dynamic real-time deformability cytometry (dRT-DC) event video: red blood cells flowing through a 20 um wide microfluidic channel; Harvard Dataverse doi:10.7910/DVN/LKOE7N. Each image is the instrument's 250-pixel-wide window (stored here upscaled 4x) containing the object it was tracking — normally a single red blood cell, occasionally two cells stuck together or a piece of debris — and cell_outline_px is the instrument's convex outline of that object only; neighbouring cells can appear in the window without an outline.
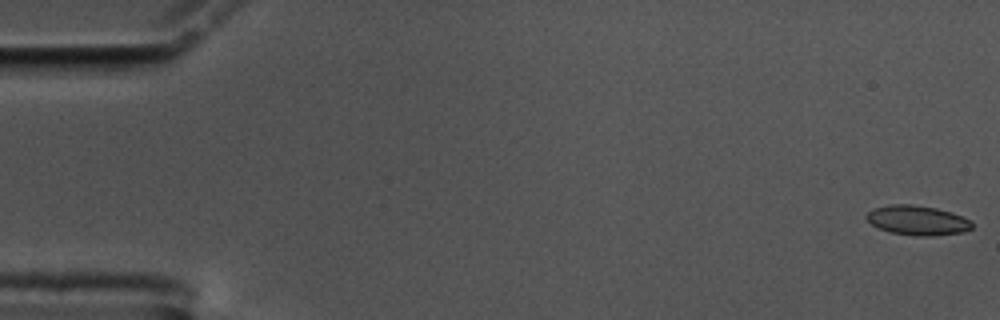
{"species": "common noctule bat (a hibernating species)", "species_latin": "Nyctalus noctula", "temperature_condition": "cold", "stored_images_in_passage": 57, "camera_frame_rate_fps": 3000, "um_per_image_px": 0.085, "animal": {"sex": "male", "body_mass_g": 17.5, "forearm_length_mm": 52.3}, "frame": {"image": 1, "passage_image": 1, "time_ms": 0.0, "image_size_px": [1000, 320], "cell_outline_px": [[972, 228], [964, 232], [936, 236], [916, 236], [888, 232], [872, 224], [864, 216], [868, 212], [876, 208], [892, 204], [912, 204], [936, 208], [952, 212], [964, 216], [972, 220]], "centroid_in_image_um": [78.03, 18.73], "position_along_channel_um": 7.0, "area_um2": 18.38}}
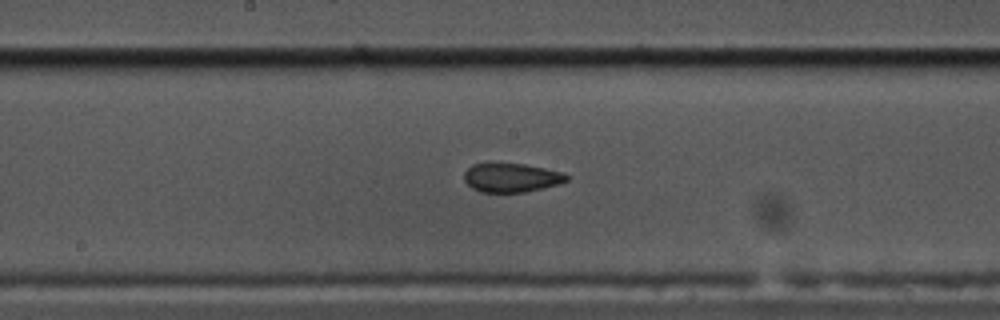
{"frame": {"image": 2, "passage_image": 30, "time_ms": 9.667, "image_size_px": [1000, 320], "cell_outline_px": [[568, 180], [560, 184], [544, 188], [524, 192], [480, 192], [472, 188], [464, 180], [464, 172], [472, 164], [524, 164], [564, 172], [568, 176]], "centroid_in_image_um": [43.49, 15.11], "position_along_channel_um": 204.7, "area_um2": 17.22}}
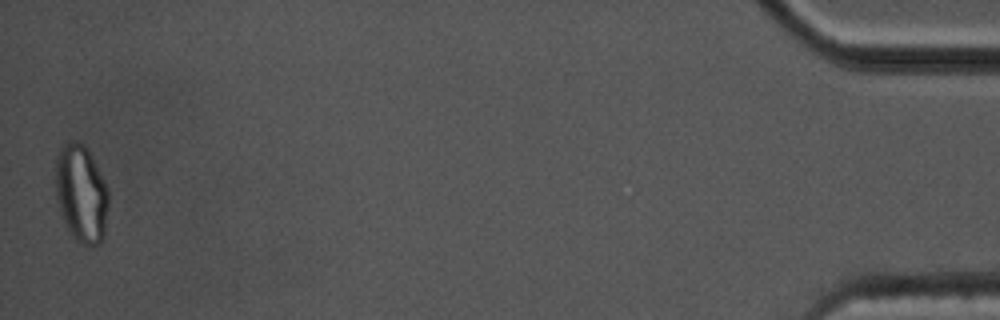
{"frame": {"image": 3, "passage_image": 57, "time_ms": 18.667, "image_size_px": [1000, 320], "cell_outline_px": [[108, 204], [104, 236], [100, 244], [80, 244], [68, 232], [64, 224], [56, 200], [56, 156], [60, 148], [68, 140], [76, 140], [84, 144], [104, 180], [108, 192]], "centroid_in_image_um": [6.88, 16.46], "position_along_channel_um": 428.3, "area_um2": 30.23}, "authors_computed_cell_mechanics": {"area_um2": 18.3804, "velocity_mm_per_s": 3.5208, "shape_relaxation_time_tau1_ms": null, "shape_relaxation_time_tau2_ms": 2.4377, "deformation_change_tau1": null, "deformation_change_tau2": 0.0638}}